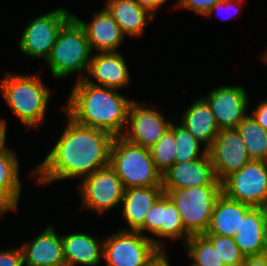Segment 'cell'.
<instances>
[{"label":"cell","mask_w":267,"mask_h":266,"mask_svg":"<svg viewBox=\"0 0 267 266\" xmlns=\"http://www.w3.org/2000/svg\"><path fill=\"white\" fill-rule=\"evenodd\" d=\"M65 128L31 175L39 185L89 176L109 165L113 140L111 133L75 122L66 113Z\"/></svg>","instance_id":"obj_1"},{"label":"cell","mask_w":267,"mask_h":266,"mask_svg":"<svg viewBox=\"0 0 267 266\" xmlns=\"http://www.w3.org/2000/svg\"><path fill=\"white\" fill-rule=\"evenodd\" d=\"M73 83L68 100L61 108L63 112L83 126L105 130L115 137L123 136L134 99L125 97L119 90L90 84L85 79Z\"/></svg>","instance_id":"obj_2"},{"label":"cell","mask_w":267,"mask_h":266,"mask_svg":"<svg viewBox=\"0 0 267 266\" xmlns=\"http://www.w3.org/2000/svg\"><path fill=\"white\" fill-rule=\"evenodd\" d=\"M38 72H6L3 78H0V94L13 115L26 129H37L44 124L52 97V89L44 83L41 70Z\"/></svg>","instance_id":"obj_3"},{"label":"cell","mask_w":267,"mask_h":266,"mask_svg":"<svg viewBox=\"0 0 267 266\" xmlns=\"http://www.w3.org/2000/svg\"><path fill=\"white\" fill-rule=\"evenodd\" d=\"M92 54L85 30L72 17L60 30L45 64L55 79L62 80L76 74L75 81L83 80Z\"/></svg>","instance_id":"obj_4"},{"label":"cell","mask_w":267,"mask_h":266,"mask_svg":"<svg viewBox=\"0 0 267 266\" xmlns=\"http://www.w3.org/2000/svg\"><path fill=\"white\" fill-rule=\"evenodd\" d=\"M109 165L124 189L162 186V174L155 168L150 150L131 143L123 136L113 140Z\"/></svg>","instance_id":"obj_5"},{"label":"cell","mask_w":267,"mask_h":266,"mask_svg":"<svg viewBox=\"0 0 267 266\" xmlns=\"http://www.w3.org/2000/svg\"><path fill=\"white\" fill-rule=\"evenodd\" d=\"M163 191L174 203L181 216L184 230L190 236L207 232L215 202L222 194V185Z\"/></svg>","instance_id":"obj_6"},{"label":"cell","mask_w":267,"mask_h":266,"mask_svg":"<svg viewBox=\"0 0 267 266\" xmlns=\"http://www.w3.org/2000/svg\"><path fill=\"white\" fill-rule=\"evenodd\" d=\"M64 6L30 19L18 42V48L27 58L47 61L62 27L73 17Z\"/></svg>","instance_id":"obj_7"},{"label":"cell","mask_w":267,"mask_h":266,"mask_svg":"<svg viewBox=\"0 0 267 266\" xmlns=\"http://www.w3.org/2000/svg\"><path fill=\"white\" fill-rule=\"evenodd\" d=\"M163 251L138 231L115 230L103 238L105 266H148Z\"/></svg>","instance_id":"obj_8"},{"label":"cell","mask_w":267,"mask_h":266,"mask_svg":"<svg viewBox=\"0 0 267 266\" xmlns=\"http://www.w3.org/2000/svg\"><path fill=\"white\" fill-rule=\"evenodd\" d=\"M77 191L81 197L80 210L103 215L122 203L124 187L114 169L107 165L77 182Z\"/></svg>","instance_id":"obj_9"},{"label":"cell","mask_w":267,"mask_h":266,"mask_svg":"<svg viewBox=\"0 0 267 266\" xmlns=\"http://www.w3.org/2000/svg\"><path fill=\"white\" fill-rule=\"evenodd\" d=\"M222 193L251 207L267 205V161L252 160L222 181Z\"/></svg>","instance_id":"obj_10"},{"label":"cell","mask_w":267,"mask_h":266,"mask_svg":"<svg viewBox=\"0 0 267 266\" xmlns=\"http://www.w3.org/2000/svg\"><path fill=\"white\" fill-rule=\"evenodd\" d=\"M147 105L145 101L133 100L123 137L131 143L150 149L170 128L177 117L171 116V119L168 120L158 108L147 107Z\"/></svg>","instance_id":"obj_11"},{"label":"cell","mask_w":267,"mask_h":266,"mask_svg":"<svg viewBox=\"0 0 267 266\" xmlns=\"http://www.w3.org/2000/svg\"><path fill=\"white\" fill-rule=\"evenodd\" d=\"M202 96L209 104L220 130L236 129L238 124L249 114L250 99L242 85H225L209 89Z\"/></svg>","instance_id":"obj_12"},{"label":"cell","mask_w":267,"mask_h":266,"mask_svg":"<svg viewBox=\"0 0 267 266\" xmlns=\"http://www.w3.org/2000/svg\"><path fill=\"white\" fill-rule=\"evenodd\" d=\"M207 153L220 182L252 161L237 129L220 130Z\"/></svg>","instance_id":"obj_13"},{"label":"cell","mask_w":267,"mask_h":266,"mask_svg":"<svg viewBox=\"0 0 267 266\" xmlns=\"http://www.w3.org/2000/svg\"><path fill=\"white\" fill-rule=\"evenodd\" d=\"M73 17L85 30L93 53L119 52L126 35L105 7L94 11L90 21L81 20L75 14Z\"/></svg>","instance_id":"obj_14"},{"label":"cell","mask_w":267,"mask_h":266,"mask_svg":"<svg viewBox=\"0 0 267 266\" xmlns=\"http://www.w3.org/2000/svg\"><path fill=\"white\" fill-rule=\"evenodd\" d=\"M206 185H222V182L218 181L214 174L208 153L199 159L174 163L162 174L163 190Z\"/></svg>","instance_id":"obj_15"},{"label":"cell","mask_w":267,"mask_h":266,"mask_svg":"<svg viewBox=\"0 0 267 266\" xmlns=\"http://www.w3.org/2000/svg\"><path fill=\"white\" fill-rule=\"evenodd\" d=\"M85 80L96 86L121 90L131 83V73L120 52L93 53Z\"/></svg>","instance_id":"obj_16"},{"label":"cell","mask_w":267,"mask_h":266,"mask_svg":"<svg viewBox=\"0 0 267 266\" xmlns=\"http://www.w3.org/2000/svg\"><path fill=\"white\" fill-rule=\"evenodd\" d=\"M48 224L35 238L20 245L24 266L66 265L62 234L56 232L54 225Z\"/></svg>","instance_id":"obj_17"},{"label":"cell","mask_w":267,"mask_h":266,"mask_svg":"<svg viewBox=\"0 0 267 266\" xmlns=\"http://www.w3.org/2000/svg\"><path fill=\"white\" fill-rule=\"evenodd\" d=\"M163 193L162 186L124 189L121 214L127 226L121 230L138 231L144 236L145 217Z\"/></svg>","instance_id":"obj_18"},{"label":"cell","mask_w":267,"mask_h":266,"mask_svg":"<svg viewBox=\"0 0 267 266\" xmlns=\"http://www.w3.org/2000/svg\"><path fill=\"white\" fill-rule=\"evenodd\" d=\"M66 266H98L103 261V239L87 232L62 234Z\"/></svg>","instance_id":"obj_19"},{"label":"cell","mask_w":267,"mask_h":266,"mask_svg":"<svg viewBox=\"0 0 267 266\" xmlns=\"http://www.w3.org/2000/svg\"><path fill=\"white\" fill-rule=\"evenodd\" d=\"M233 238L245 257L267 253L263 207H250L245 212Z\"/></svg>","instance_id":"obj_20"},{"label":"cell","mask_w":267,"mask_h":266,"mask_svg":"<svg viewBox=\"0 0 267 266\" xmlns=\"http://www.w3.org/2000/svg\"><path fill=\"white\" fill-rule=\"evenodd\" d=\"M17 153L7 147L0 152V208L5 212H16L22 192L20 162Z\"/></svg>","instance_id":"obj_21"},{"label":"cell","mask_w":267,"mask_h":266,"mask_svg":"<svg viewBox=\"0 0 267 266\" xmlns=\"http://www.w3.org/2000/svg\"><path fill=\"white\" fill-rule=\"evenodd\" d=\"M179 123L207 149L212 145L220 129L207 101L200 96L183 110Z\"/></svg>","instance_id":"obj_22"},{"label":"cell","mask_w":267,"mask_h":266,"mask_svg":"<svg viewBox=\"0 0 267 266\" xmlns=\"http://www.w3.org/2000/svg\"><path fill=\"white\" fill-rule=\"evenodd\" d=\"M105 7L126 37H140L155 18L135 0H105Z\"/></svg>","instance_id":"obj_23"},{"label":"cell","mask_w":267,"mask_h":266,"mask_svg":"<svg viewBox=\"0 0 267 266\" xmlns=\"http://www.w3.org/2000/svg\"><path fill=\"white\" fill-rule=\"evenodd\" d=\"M250 207V205L232 200L222 193L215 202L210 225L205 234L234 237L241 224V219Z\"/></svg>","instance_id":"obj_24"},{"label":"cell","mask_w":267,"mask_h":266,"mask_svg":"<svg viewBox=\"0 0 267 266\" xmlns=\"http://www.w3.org/2000/svg\"><path fill=\"white\" fill-rule=\"evenodd\" d=\"M251 160L267 161V130L248 114L236 127Z\"/></svg>","instance_id":"obj_25"},{"label":"cell","mask_w":267,"mask_h":266,"mask_svg":"<svg viewBox=\"0 0 267 266\" xmlns=\"http://www.w3.org/2000/svg\"><path fill=\"white\" fill-rule=\"evenodd\" d=\"M170 128L174 131L175 136V163L192 161L202 158L207 154V148L195 139L177 120L172 122Z\"/></svg>","instance_id":"obj_26"},{"label":"cell","mask_w":267,"mask_h":266,"mask_svg":"<svg viewBox=\"0 0 267 266\" xmlns=\"http://www.w3.org/2000/svg\"><path fill=\"white\" fill-rule=\"evenodd\" d=\"M190 266H225L213 245L203 235L190 236L183 245Z\"/></svg>","instance_id":"obj_27"},{"label":"cell","mask_w":267,"mask_h":266,"mask_svg":"<svg viewBox=\"0 0 267 266\" xmlns=\"http://www.w3.org/2000/svg\"><path fill=\"white\" fill-rule=\"evenodd\" d=\"M190 235L184 230L181 216L174 203L164 193V217L162 224V251H166L165 242L167 239L181 241L182 246L185 244Z\"/></svg>","instance_id":"obj_28"},{"label":"cell","mask_w":267,"mask_h":266,"mask_svg":"<svg viewBox=\"0 0 267 266\" xmlns=\"http://www.w3.org/2000/svg\"><path fill=\"white\" fill-rule=\"evenodd\" d=\"M155 168L163 174L175 163L176 145L174 131L169 128L149 149Z\"/></svg>","instance_id":"obj_29"},{"label":"cell","mask_w":267,"mask_h":266,"mask_svg":"<svg viewBox=\"0 0 267 266\" xmlns=\"http://www.w3.org/2000/svg\"><path fill=\"white\" fill-rule=\"evenodd\" d=\"M213 245L225 266H242L245 256L241 253L233 237L216 234H203Z\"/></svg>","instance_id":"obj_30"},{"label":"cell","mask_w":267,"mask_h":266,"mask_svg":"<svg viewBox=\"0 0 267 266\" xmlns=\"http://www.w3.org/2000/svg\"><path fill=\"white\" fill-rule=\"evenodd\" d=\"M163 217L164 193L156 200V202L150 208L144 220V236L150 238L161 250ZM146 232L151 235H147Z\"/></svg>","instance_id":"obj_31"},{"label":"cell","mask_w":267,"mask_h":266,"mask_svg":"<svg viewBox=\"0 0 267 266\" xmlns=\"http://www.w3.org/2000/svg\"><path fill=\"white\" fill-rule=\"evenodd\" d=\"M223 0H176L173 8L192 11L196 16H206L209 10Z\"/></svg>","instance_id":"obj_32"},{"label":"cell","mask_w":267,"mask_h":266,"mask_svg":"<svg viewBox=\"0 0 267 266\" xmlns=\"http://www.w3.org/2000/svg\"><path fill=\"white\" fill-rule=\"evenodd\" d=\"M0 266H24L21 247L0 249Z\"/></svg>","instance_id":"obj_33"},{"label":"cell","mask_w":267,"mask_h":266,"mask_svg":"<svg viewBox=\"0 0 267 266\" xmlns=\"http://www.w3.org/2000/svg\"><path fill=\"white\" fill-rule=\"evenodd\" d=\"M243 0H223V1H221V2H218V3H216L210 10H209V12L207 13V15L205 16V17H212L213 15H214V13L215 14H217L219 11H223V13L224 12H229V10H230V12H231V9H232V12H235V13H228L229 14V16L228 17H234L233 15H236V14H238L239 13V11L238 10H240L241 11V3H243L242 2ZM220 13V12H219ZM227 14V15H228ZM222 15V14H221ZM226 15V14H225ZM226 17V16H225ZM224 17H223V15L221 16V20L223 19ZM225 19V18H224Z\"/></svg>","instance_id":"obj_34"},{"label":"cell","mask_w":267,"mask_h":266,"mask_svg":"<svg viewBox=\"0 0 267 266\" xmlns=\"http://www.w3.org/2000/svg\"><path fill=\"white\" fill-rule=\"evenodd\" d=\"M249 114L261 127L267 130V98L259 101L256 108Z\"/></svg>","instance_id":"obj_35"},{"label":"cell","mask_w":267,"mask_h":266,"mask_svg":"<svg viewBox=\"0 0 267 266\" xmlns=\"http://www.w3.org/2000/svg\"><path fill=\"white\" fill-rule=\"evenodd\" d=\"M167 1L170 0H135L140 7L146 10L154 18L158 11H160V8H162V5L166 4Z\"/></svg>","instance_id":"obj_36"},{"label":"cell","mask_w":267,"mask_h":266,"mask_svg":"<svg viewBox=\"0 0 267 266\" xmlns=\"http://www.w3.org/2000/svg\"><path fill=\"white\" fill-rule=\"evenodd\" d=\"M242 266H267V254L245 257Z\"/></svg>","instance_id":"obj_37"},{"label":"cell","mask_w":267,"mask_h":266,"mask_svg":"<svg viewBox=\"0 0 267 266\" xmlns=\"http://www.w3.org/2000/svg\"><path fill=\"white\" fill-rule=\"evenodd\" d=\"M7 119L0 117V152H3L8 146H6L7 140Z\"/></svg>","instance_id":"obj_38"},{"label":"cell","mask_w":267,"mask_h":266,"mask_svg":"<svg viewBox=\"0 0 267 266\" xmlns=\"http://www.w3.org/2000/svg\"><path fill=\"white\" fill-rule=\"evenodd\" d=\"M167 251L162 252L157 258H155L148 266H171L167 257Z\"/></svg>","instance_id":"obj_39"},{"label":"cell","mask_w":267,"mask_h":266,"mask_svg":"<svg viewBox=\"0 0 267 266\" xmlns=\"http://www.w3.org/2000/svg\"><path fill=\"white\" fill-rule=\"evenodd\" d=\"M263 214H264L265 237L267 241V205L263 207Z\"/></svg>","instance_id":"obj_40"},{"label":"cell","mask_w":267,"mask_h":266,"mask_svg":"<svg viewBox=\"0 0 267 266\" xmlns=\"http://www.w3.org/2000/svg\"><path fill=\"white\" fill-rule=\"evenodd\" d=\"M260 58L261 61L264 62L263 64L267 65V48L265 49V51H263V53L261 52Z\"/></svg>","instance_id":"obj_41"},{"label":"cell","mask_w":267,"mask_h":266,"mask_svg":"<svg viewBox=\"0 0 267 266\" xmlns=\"http://www.w3.org/2000/svg\"><path fill=\"white\" fill-rule=\"evenodd\" d=\"M6 213L0 208V217L4 216Z\"/></svg>","instance_id":"obj_42"},{"label":"cell","mask_w":267,"mask_h":266,"mask_svg":"<svg viewBox=\"0 0 267 266\" xmlns=\"http://www.w3.org/2000/svg\"><path fill=\"white\" fill-rule=\"evenodd\" d=\"M50 266H66V265H50Z\"/></svg>","instance_id":"obj_43"}]
</instances>
